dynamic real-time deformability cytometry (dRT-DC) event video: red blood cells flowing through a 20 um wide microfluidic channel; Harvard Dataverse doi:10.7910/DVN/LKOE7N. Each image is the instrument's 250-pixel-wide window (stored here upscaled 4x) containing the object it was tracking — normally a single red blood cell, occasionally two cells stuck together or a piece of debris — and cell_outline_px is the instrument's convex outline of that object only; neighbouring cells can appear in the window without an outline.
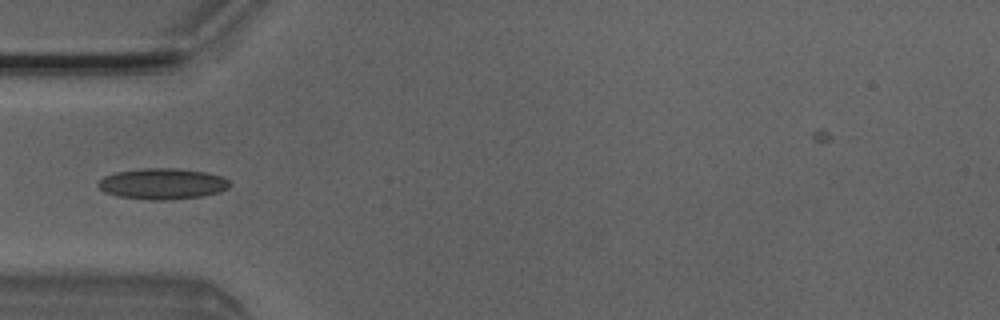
{"species": "Egyptian fruit bat (a non-hibernating species)", "species_latin": "Rousettus aegyptiacus", "temperature_condition": "room temperature", "stored_images_in_passage": 3, "camera_frame_rate_fps": 3000, "um_per_image_px": 0.085, "animal": {"sex": "male"}, "frame": {"image": 1, "passage_image": 3, "time_ms": 0.667, "image_size_px": [1000, 320], "cell_outline_px": [[232, 184], [228, 188], [220, 192], [200, 196], [168, 200], [152, 200], [120, 196], [104, 192], [96, 184], [104, 176], [116, 172], [144, 168], [176, 168], [204, 172], [224, 176]], "centroid_in_image_um": [13.83, 15.61], "position_along_channel_um": 71.2, "area_um2": 23.7}}